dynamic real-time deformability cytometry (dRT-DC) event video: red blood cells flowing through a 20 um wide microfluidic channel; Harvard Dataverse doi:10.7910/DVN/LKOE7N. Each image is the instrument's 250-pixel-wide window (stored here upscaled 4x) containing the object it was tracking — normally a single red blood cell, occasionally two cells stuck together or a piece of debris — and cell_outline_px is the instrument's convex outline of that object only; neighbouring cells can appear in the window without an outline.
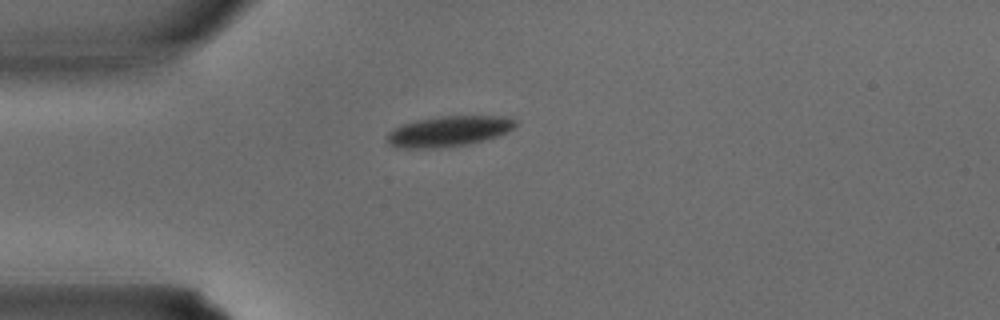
{"species": "common noctule bat (a hibernating species)", "species_latin": "Nyctalus noctula", "temperature_condition": "warm", "stored_images_in_passage": 26, "camera_frame_rate_fps": 3000, "um_per_image_px": 0.085, "animal": {"sex": "male", "body_mass_g": 15.6}, "frame": {"image": 1, "passage_image": 1, "time_ms": 0.0, "image_size_px": [1000, 320], "cell_outline_px": [[516, 124], [508, 132], [496, 136], [468, 144], [440, 148], [404, 148], [388, 144], [388, 132], [392, 128], [400, 124], [416, 120], [444, 116], [508, 116], [516, 120]], "centroid_in_image_um": [38.12, 11.15], "position_along_channel_um": 46.9, "area_um2": 22.77}}
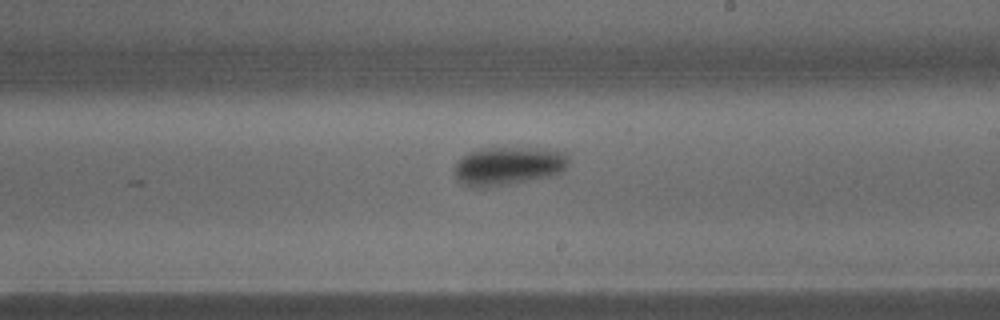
{"frame": {"image": 2, "passage_image": 12, "time_ms": 3.667, "image_size_px": [1000, 320], "cell_outline_px": [[568, 164], [560, 172], [548, 176], [508, 184], [484, 188], [464, 184], [456, 176], [456, 164], [468, 152], [484, 148], [504, 148], [564, 152], [568, 156]], "centroid_in_image_um": [43.17, 14.12], "position_along_channel_um": 245.8, "area_um2": 24.45}}
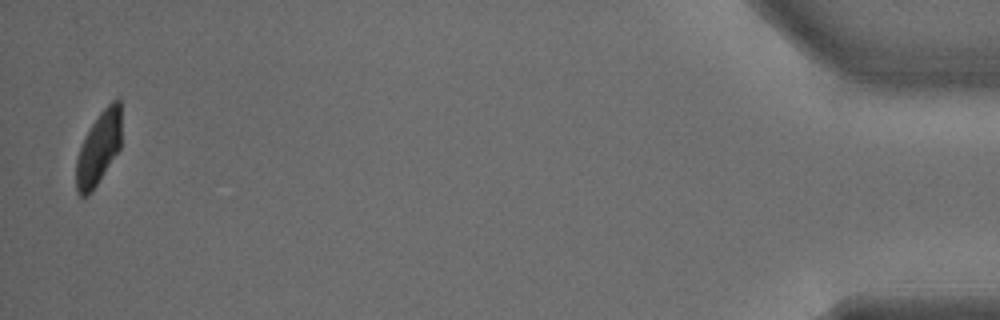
{"frame": {"image": 3, "passage_image": 26, "time_ms": 8.333, "image_size_px": [1000, 320], "cell_outline_px": [[120, 148], [92, 192], [84, 200], [76, 192], [76, 160], [84, 136], [100, 112], [116, 96], [120, 96]], "centroid_in_image_um": [8.37, 12.62], "position_along_channel_um": 426.8, "area_um2": 19.36}}